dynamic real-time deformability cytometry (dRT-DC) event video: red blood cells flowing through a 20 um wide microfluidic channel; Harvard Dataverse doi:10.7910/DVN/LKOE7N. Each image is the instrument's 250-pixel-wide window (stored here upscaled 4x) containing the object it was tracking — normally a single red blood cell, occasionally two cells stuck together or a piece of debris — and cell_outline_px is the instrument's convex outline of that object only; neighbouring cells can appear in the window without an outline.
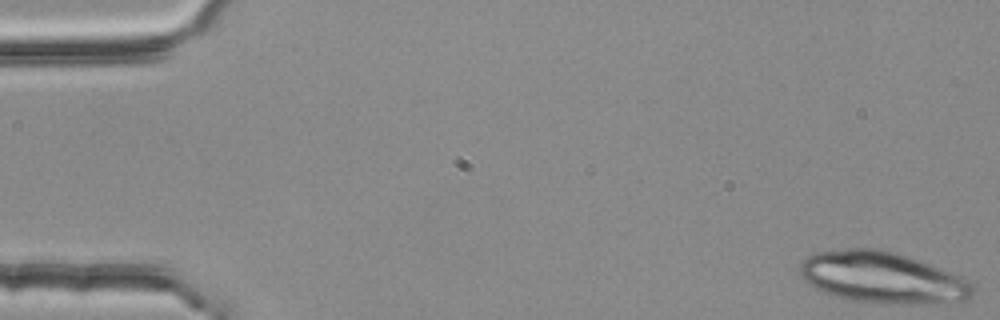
{"species": "common noctule bat (a hibernating species)", "species_latin": "Nyctalus noctula", "temperature_condition": "room temperature", "stored_images_in_passage": 23, "camera_frame_rate_fps": 3000, "um_per_image_px": 0.085, "animal": {"sex": "female", "body_mass_g": 25.1}, "frame": {"image": 1, "passage_image": 1, "time_ms": 0.0, "image_size_px": [1000, 320], "cell_outline_px": [[976, 292], [972, 296], [964, 300], [932, 304], [900, 304], [852, 300], [836, 296], [824, 292], [816, 288], [804, 280], [800, 276], [800, 264], [804, 256], [816, 252], [844, 248], [876, 248], [896, 252], [908, 256], [960, 276], [968, 280], [976, 288]], "centroid_in_image_um": [75.0, 23.58], "position_along_channel_um": 10.0, "area_um2": 51.9}}